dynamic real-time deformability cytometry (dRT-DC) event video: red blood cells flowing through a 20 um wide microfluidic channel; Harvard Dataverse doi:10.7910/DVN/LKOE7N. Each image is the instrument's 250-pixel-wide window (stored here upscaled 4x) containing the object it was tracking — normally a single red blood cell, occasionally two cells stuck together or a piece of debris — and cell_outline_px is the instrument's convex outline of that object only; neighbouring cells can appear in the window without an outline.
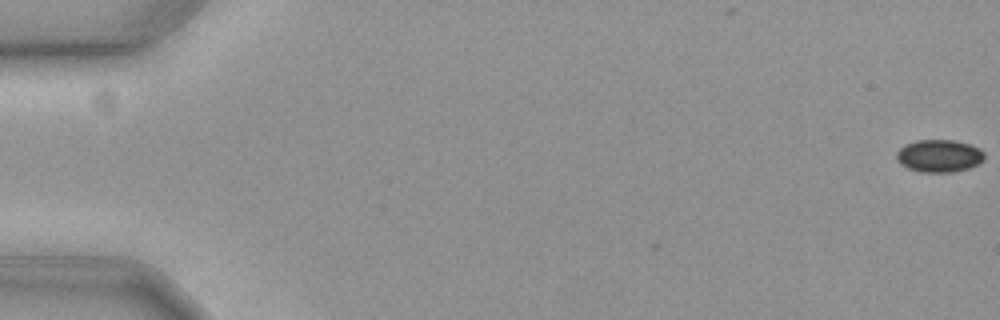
{"species": "common noctule bat (a hibernating species)", "species_latin": "Nyctalus noctula", "temperature_condition": "cold", "stored_images_in_passage": 2, "camera_frame_rate_fps": 3000, "um_per_image_px": 0.085, "animal": {"sex": "female", "body_mass_g": 19.3, "forearm_length_mm": 54.1}, "frame": {"image": 1, "passage_image": 2, "time_ms": 0.333, "image_size_px": [1000, 320], "cell_outline_px": [[984, 156], [976, 164], [968, 168], [952, 172], [924, 172], [908, 168], [900, 164], [896, 160], [896, 152], [904, 144], [916, 140], [956, 140], [972, 144], [980, 148], [984, 152]], "centroid_in_image_um": [79.8, 13.23], "position_along_channel_um": 5.2, "area_um2": 16.7}}